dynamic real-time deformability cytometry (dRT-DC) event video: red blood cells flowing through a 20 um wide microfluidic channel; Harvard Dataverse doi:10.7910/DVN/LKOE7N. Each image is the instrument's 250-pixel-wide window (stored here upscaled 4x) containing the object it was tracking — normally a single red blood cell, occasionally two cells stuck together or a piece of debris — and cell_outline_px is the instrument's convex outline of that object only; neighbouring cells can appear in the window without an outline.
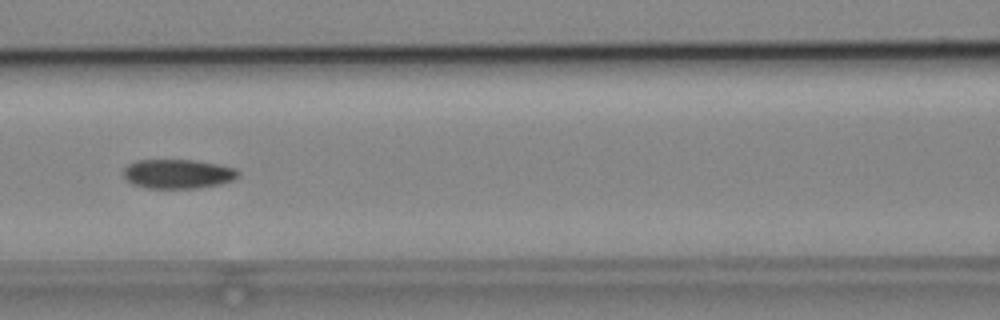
{"species": "common noctule bat (a hibernating species)", "species_latin": "Nyctalus noctula", "temperature_condition": "cold", "stored_images_in_passage": 9, "camera_frame_rate_fps": 3000, "um_per_image_px": 0.085, "animal": {"sex": "male", "body_mass_g": 19.2, "forearm_length_mm": 51.8}, "frame": {"image": 1, "passage_image": 7, "time_ms": 7.667, "image_size_px": [1000, 320], "cell_outline_px": [[240, 176], [232, 180], [220, 184], [200, 188], [148, 188], [132, 184], [124, 176], [124, 168], [128, 164], [136, 160], [196, 160], [236, 168], [240, 172]], "centroid_in_image_um": [15.14, 14.78], "position_along_channel_um": 151.5, "area_um2": 19.65}}
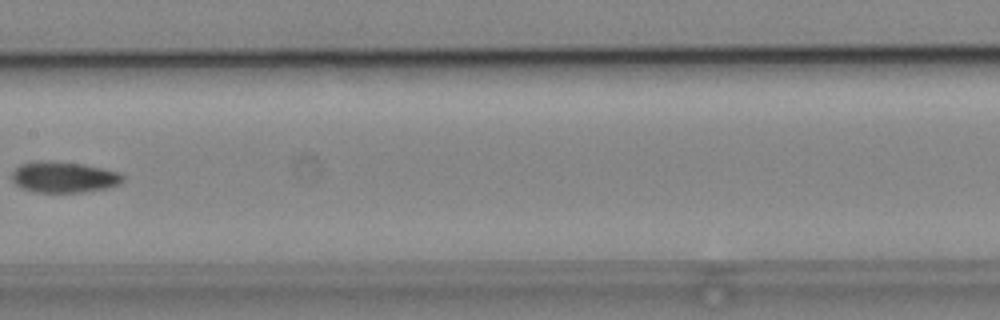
{"frame": {"image": 2, "passage_image": 8, "time_ms": 9.0, "image_size_px": [1000, 320], "cell_outline_px": [[124, 180], [120, 184], [108, 188], [84, 192], [36, 192], [20, 188], [12, 180], [12, 172], [20, 164], [80, 164], [120, 172], [124, 176]], "centroid_in_image_um": [5.49, 15.12], "position_along_channel_um": 201.9, "area_um2": 19.13}}
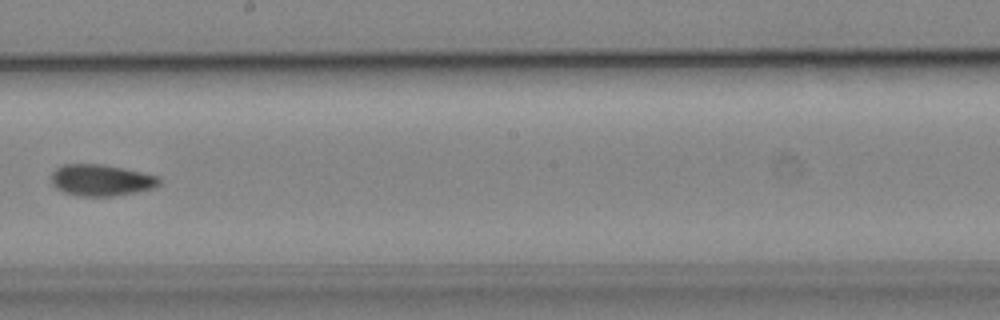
{"frame": {"image": 3, "passage_image": 9, "time_ms": 10.0, "image_size_px": [1000, 320], "cell_outline_px": [[160, 184], [152, 188], [136, 192], [112, 196], [80, 196], [64, 192], [56, 188], [52, 184], [52, 172], [56, 168], [64, 164], [100, 164], [124, 168], [160, 176]], "centroid_in_image_um": [8.61, 15.31], "position_along_channel_um": 239.6, "area_um2": 19.77}}